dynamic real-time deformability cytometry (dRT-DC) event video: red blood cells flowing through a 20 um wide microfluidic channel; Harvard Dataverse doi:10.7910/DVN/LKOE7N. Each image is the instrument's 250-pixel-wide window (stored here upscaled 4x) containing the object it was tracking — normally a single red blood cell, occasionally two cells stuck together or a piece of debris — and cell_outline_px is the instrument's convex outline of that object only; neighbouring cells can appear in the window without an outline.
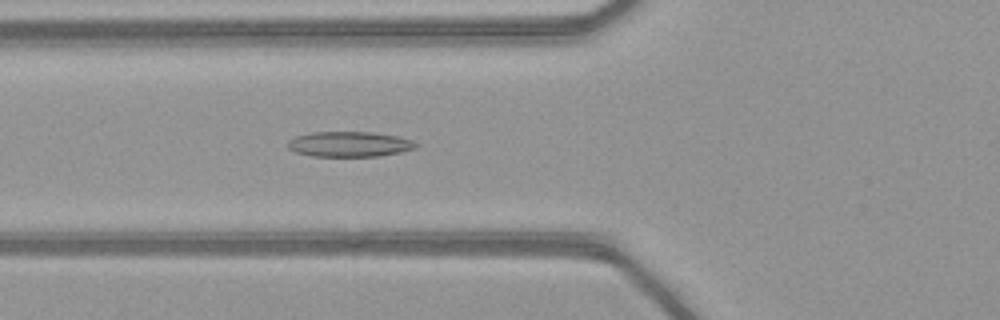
{"species": "common noctule bat (a hibernating species)", "species_latin": "Nyctalus noctula", "temperature_condition": "warm", "stored_images_in_passage": 50, "camera_frame_rate_fps": 3000, "um_per_image_px": 0.085, "animal": {"sex": "female", "body_mass_g": 21.9}, "frame": {"image": 1, "passage_image": 19, "time_ms": 6.0, "image_size_px": [1000, 320], "cell_outline_px": [[420, 144], [416, 148], [400, 152], [380, 156], [312, 156], [296, 152], [288, 148], [288, 140], [296, 136], [312, 132], [372, 132], [396, 136], [412, 140]], "centroid_in_image_um": [29.71, 12.25], "position_along_channel_um": 96.1, "area_um2": 18.84}}
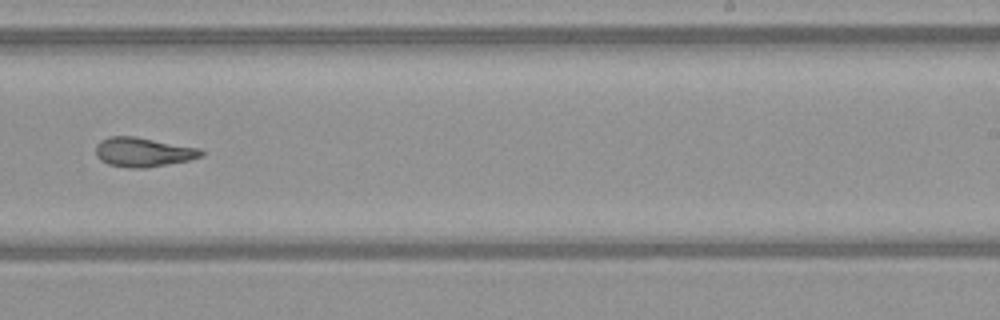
{"frame": {"image": 2, "passage_image": 32, "time_ms": 10.333, "image_size_px": [1000, 320], "cell_outline_px": [[204, 156], [188, 160], [168, 164], [144, 168], [128, 168], [108, 164], [100, 160], [96, 156], [96, 144], [100, 140], [108, 136], [136, 136], [200, 148], [204, 152]], "centroid_in_image_um": [12.16, 12.92], "position_along_channel_um": 276.8, "area_um2": 18.21}}
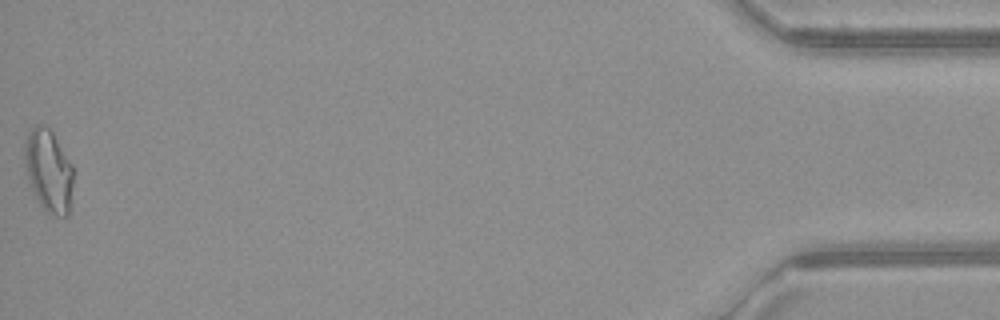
{"frame": {"image": 3, "passage_image": 50, "time_ms": 16.333, "image_size_px": [1000, 320], "cell_outline_px": [[72, 184], [68, 216], [56, 216], [48, 212], [40, 204], [28, 180], [24, 164], [24, 148], [28, 132], [36, 124], [44, 124], [52, 132], [72, 164]], "centroid_in_image_um": [4.11, 14.48], "position_along_channel_um": 431.1, "area_um2": 23.12}, "authors_computed_cell_mechanics": {"area_um2": 19.074, "velocity_mm_per_s": 4.1541, "shape_relaxation_time_tau1_ms": null, "shape_relaxation_time_tau2_ms": 3.8021, "deformation_change_tau1": null, "deformation_change_tau2": 0.131}}